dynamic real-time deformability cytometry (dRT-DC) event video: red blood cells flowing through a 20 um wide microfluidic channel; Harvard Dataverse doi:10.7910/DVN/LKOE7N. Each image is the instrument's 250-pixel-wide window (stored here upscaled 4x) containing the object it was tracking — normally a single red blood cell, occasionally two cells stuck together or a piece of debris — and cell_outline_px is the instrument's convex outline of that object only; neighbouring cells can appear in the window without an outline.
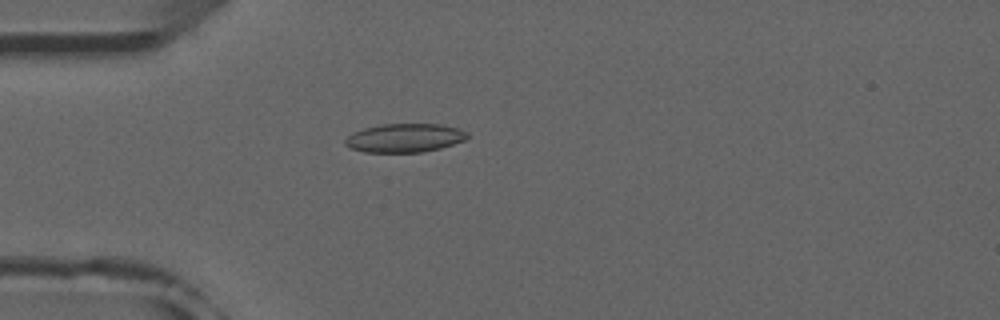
{"species": "common noctule bat (a hibernating species)", "species_latin": "Nyctalus noctula", "temperature_condition": "room temperature", "stored_images_in_passage": 40, "camera_frame_rate_fps": 3000, "um_per_image_px": 0.085, "animal": {"sex": "male", "forearm_length_mm": 52.5}, "frame": {"image": 1, "passage_image": 3, "time_ms": 0.667, "image_size_px": [1000, 320], "cell_outline_px": [[468, 136], [464, 140], [440, 148], [420, 152], [364, 152], [352, 148], [344, 144], [344, 140], [352, 132], [364, 128], [380, 124], [440, 124], [460, 128], [468, 132]], "centroid_in_image_um": [34.39, 11.71], "position_along_channel_um": 50.6, "area_um2": 20.4}}
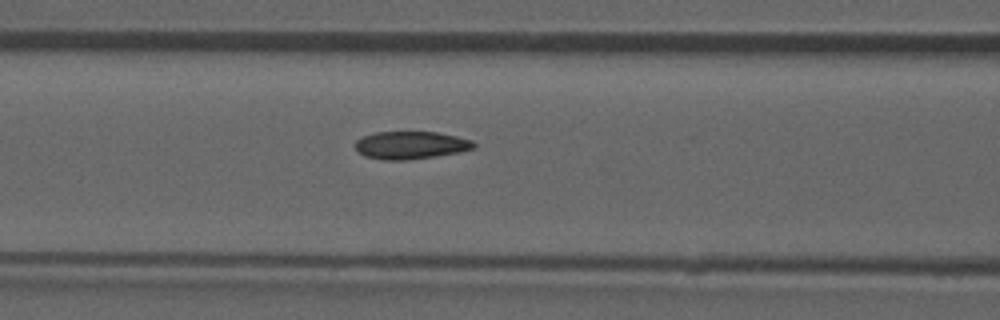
{"frame": {"image": 2, "passage_image": 10, "time_ms": 3.0, "image_size_px": [1000, 320], "cell_outline_px": [[476, 148], [460, 152], [408, 160], [384, 160], [364, 156], [356, 148], [356, 140], [360, 136], [376, 132], [436, 132], [456, 136], [472, 140], [476, 144]], "centroid_in_image_um": [34.92, 12.34], "position_along_channel_um": 131.7, "area_um2": 19.19}}
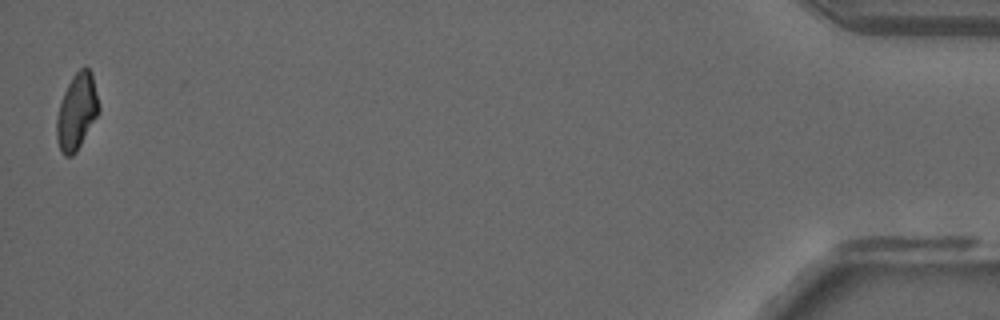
{"frame": {"image": 3, "passage_image": 40, "time_ms": 13.0, "image_size_px": [1000, 320], "cell_outline_px": [[100, 108], [96, 116], [76, 152], [72, 156], [64, 156], [60, 152], [56, 140], [56, 116], [64, 92], [72, 76], [84, 64], [92, 72]], "centroid_in_image_um": [6.5, 9.47], "position_along_channel_um": 428.7, "area_um2": 18.67}, "authors_computed_cell_mechanics": {"area_um2": 19.4208, "velocity_mm_per_s": 3.9345, "shape_relaxation_time_tau1_ms": 9.2802, "shape_relaxation_time_tau2_ms": 2.5466, "deformation_change_tau1": 0.2229, "deformation_change_tau2": 0.0884}}